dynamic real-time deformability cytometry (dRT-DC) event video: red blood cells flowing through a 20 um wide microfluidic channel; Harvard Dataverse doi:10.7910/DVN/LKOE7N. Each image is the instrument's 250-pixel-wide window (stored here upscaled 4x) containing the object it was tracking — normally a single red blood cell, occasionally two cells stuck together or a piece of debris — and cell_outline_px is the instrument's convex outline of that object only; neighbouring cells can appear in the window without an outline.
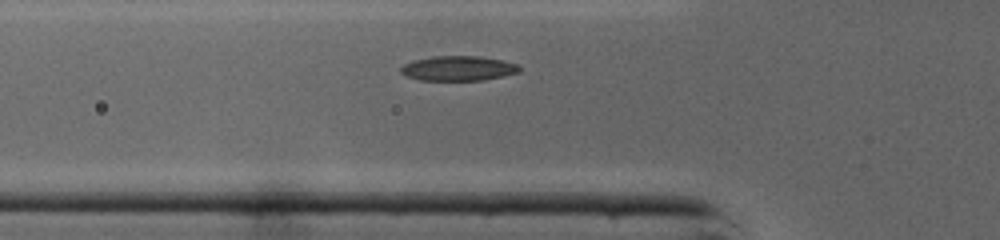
{"species": "common noctule bat (a hibernating species)", "species_latin": "Nyctalus noctula", "temperature_condition": "cold", "stored_images_in_passage": 24, "camera_frame_rate_fps": 3000, "um_per_image_px": 0.085, "animal": {"sex": "male", "body_mass_g": 19.0, "forearm_length_mm": 50.8}, "frame": {"image": 1, "passage_image": 3, "time_ms": 0.667, "image_size_px": [1000, 240], "cell_outline_px": [[520, 72], [480, 80], [420, 80], [408, 76], [400, 72], [400, 68], [404, 64], [412, 60], [436, 56], [480, 56], [504, 60], [520, 64]], "centroid_in_image_um": [38.97, 5.79], "position_along_channel_um": 86.8, "area_um2": 17.11}}
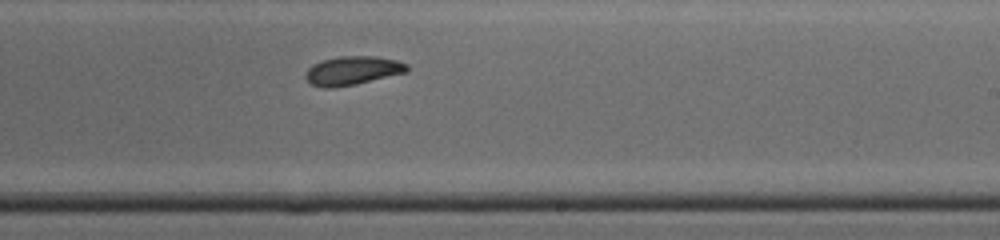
{"frame": {"image": 2, "passage_image": 15, "time_ms": 4.667, "image_size_px": [1000, 240], "cell_outline_px": [[408, 72], [356, 84], [332, 88], [324, 88], [312, 84], [304, 76], [308, 68], [312, 64], [324, 60], [340, 56], [376, 56], [396, 60], [408, 64]], "centroid_in_image_um": [29.98, 6.0], "position_along_channel_um": 259.0, "area_um2": 16.99}}
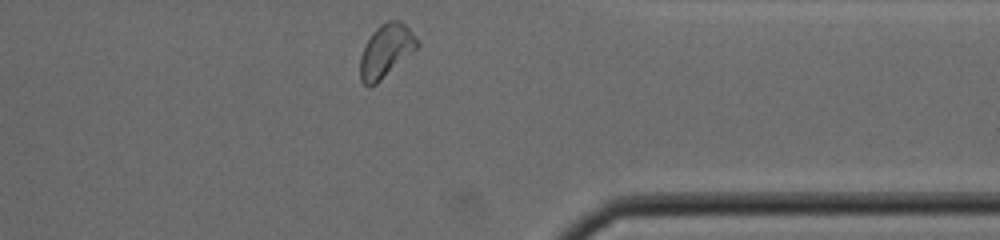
{"frame": {"image": 3, "passage_image": 24, "time_ms": 7.667, "image_size_px": [1000, 240], "cell_outline_px": [[420, 44], [416, 48], [376, 84], [368, 88], [360, 80], [360, 56], [364, 44], [372, 32], [380, 24], [388, 20], [400, 20], [408, 28]], "centroid_in_image_um": [32.75, 4.32], "position_along_channel_um": 378.6, "area_um2": 17.46}, "authors_computed_cell_mechanics": {"area_um2": 16.8198, "velocity_mm_per_s": 4.3169, "shape_relaxation_time_tau1_ms": 3.5126, "shape_relaxation_time_tau2_ms": 4.0916, "deformation_change_tau1": 0.1169, "deformation_change_tau2": 0.0845}}